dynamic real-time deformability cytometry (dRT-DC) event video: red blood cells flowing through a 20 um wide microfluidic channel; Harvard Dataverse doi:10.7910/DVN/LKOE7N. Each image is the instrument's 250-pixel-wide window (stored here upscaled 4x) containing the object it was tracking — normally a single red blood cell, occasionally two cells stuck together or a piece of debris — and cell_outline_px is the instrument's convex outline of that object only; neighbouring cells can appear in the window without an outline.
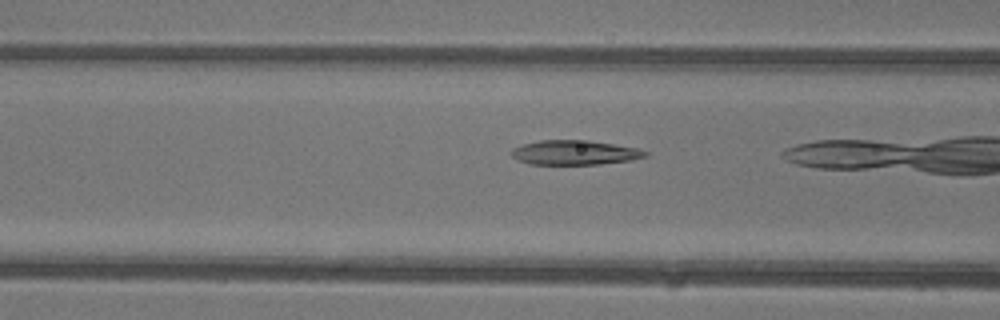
{"species": "common noctule bat (a hibernating species)", "species_latin": "Nyctalus noctula", "temperature_condition": "warm", "stored_images_in_passage": 18, "camera_frame_rate_fps": 3000, "um_per_image_px": 0.085, "animal": {"sex": "female"}, "frame": {"image": 1, "passage_image": 16, "time_ms": 5.0, "image_size_px": [1000, 320], "cell_outline_px": [[648, 156], [632, 160], [600, 164], [528, 164], [516, 160], [508, 152], [512, 148], [524, 144], [540, 140], [588, 140], [640, 148], [648, 152]], "centroid_in_image_um": [48.84, 12.97], "position_along_channel_um": 117.8, "area_um2": 19.36}}